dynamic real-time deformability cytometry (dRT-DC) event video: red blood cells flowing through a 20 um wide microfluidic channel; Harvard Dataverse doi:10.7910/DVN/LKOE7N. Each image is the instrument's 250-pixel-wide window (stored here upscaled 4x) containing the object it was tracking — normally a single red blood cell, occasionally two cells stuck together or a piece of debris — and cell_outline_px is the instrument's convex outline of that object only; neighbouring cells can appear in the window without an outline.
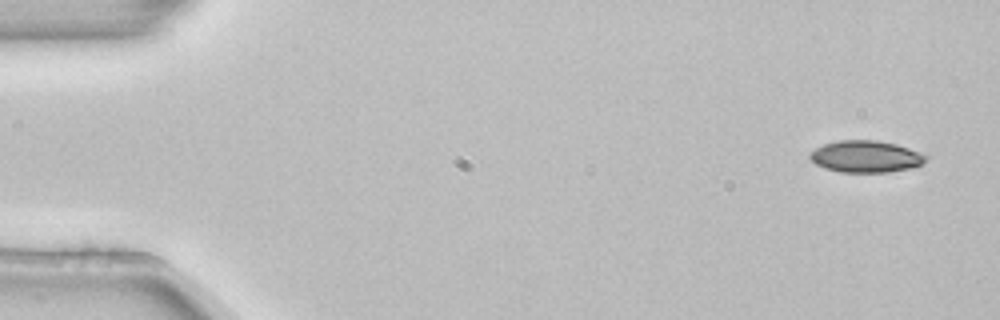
{"species": "common noctule bat (a hibernating species)", "species_latin": "Nyctalus noctula", "temperature_condition": "room temperature", "stored_images_in_passage": 3, "camera_frame_rate_fps": 3000, "um_per_image_px": 0.085, "animal": {"sex": "female", "body_mass_g": 22.7, "forearm_length_mm": 54.2}, "frame": {"image": 1, "passage_image": 1, "time_ms": 0.0, "image_size_px": [1000, 320], "cell_outline_px": [[928, 156], [924, 164], [908, 168], [888, 172], [840, 172], [824, 168], [816, 164], [808, 156], [816, 148], [824, 144], [840, 140], [876, 140], [896, 144], [920, 152]], "centroid_in_image_um": [73.61, 13.3], "position_along_channel_um": 11.4, "area_um2": 21.39}}